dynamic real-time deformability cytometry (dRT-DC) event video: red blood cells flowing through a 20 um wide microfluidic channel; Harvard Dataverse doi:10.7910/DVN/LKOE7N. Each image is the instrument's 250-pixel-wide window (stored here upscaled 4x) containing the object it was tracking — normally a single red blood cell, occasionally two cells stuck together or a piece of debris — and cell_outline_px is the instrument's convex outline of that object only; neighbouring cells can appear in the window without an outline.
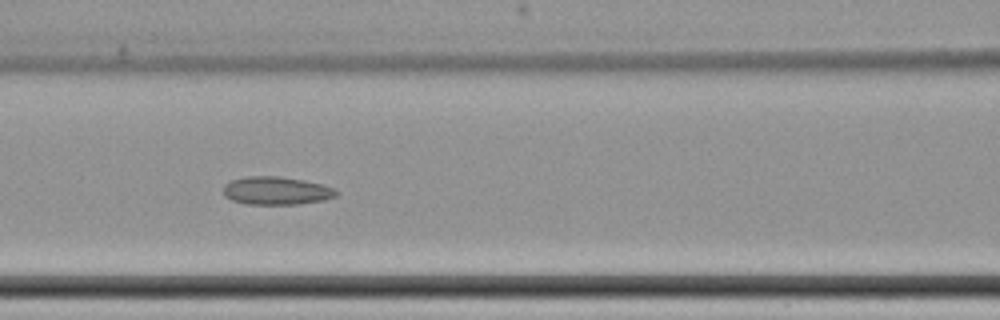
{"species": "common noctule bat (a hibernating species)", "species_latin": "Nyctalus noctula", "temperature_condition": "cold", "stored_images_in_passage": 10, "camera_frame_rate_fps": 3000, "um_per_image_px": 0.085, "animal": {"sex": "female", "body_mass_g": 22.7, "forearm_length_mm": 54.2}, "frame": {"image": 1, "passage_image": 9, "time_ms": 10.333, "image_size_px": [1000, 320], "cell_outline_px": [[336, 196], [324, 200], [296, 204], [248, 204], [232, 200], [224, 196], [224, 184], [232, 180], [244, 176], [280, 176], [304, 180], [320, 184], [332, 188], [336, 192]], "centroid_in_image_um": [23.44, 16.2], "position_along_channel_um": 143.2, "area_um2": 18.32}}
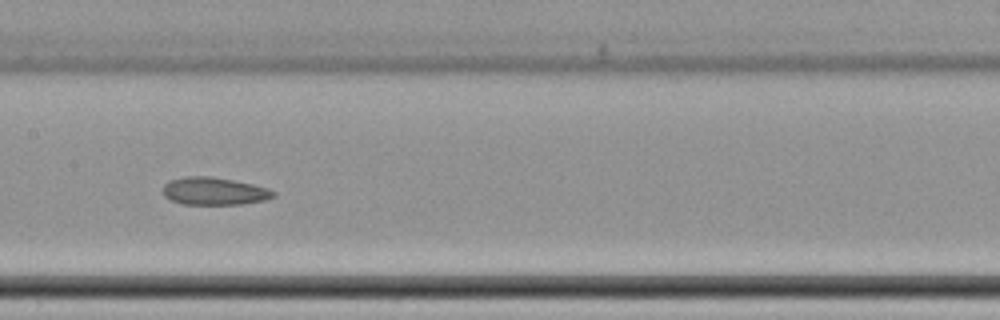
{"frame": {"image": 2, "passage_image": 10, "time_ms": 11.667, "image_size_px": [1000, 320], "cell_outline_px": [[276, 196], [264, 200], [240, 204], [184, 204], [172, 200], [164, 196], [164, 184], [168, 180], [184, 176], [212, 176], [252, 184], [268, 188], [276, 192]], "centroid_in_image_um": [18.2, 16.24], "position_along_channel_um": 189.2, "area_um2": 17.74}}